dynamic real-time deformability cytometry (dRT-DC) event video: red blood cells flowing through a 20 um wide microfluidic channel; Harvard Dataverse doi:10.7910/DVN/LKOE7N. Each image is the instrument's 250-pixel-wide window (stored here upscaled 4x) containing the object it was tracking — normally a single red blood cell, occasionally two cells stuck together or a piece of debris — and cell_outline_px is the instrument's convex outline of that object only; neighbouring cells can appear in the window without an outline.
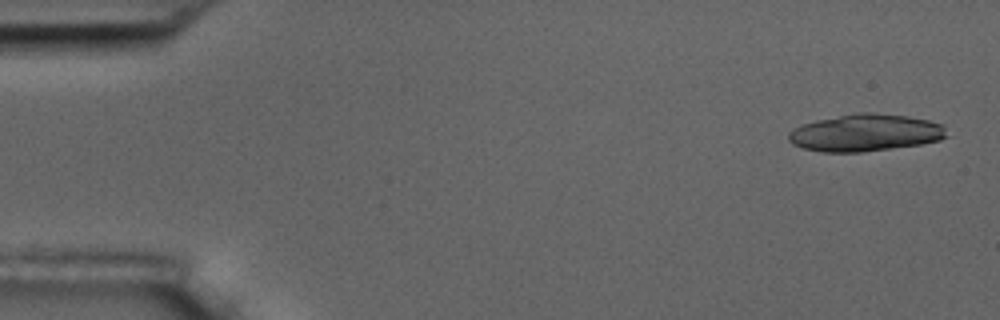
{"species": "common noctule bat (a hibernating species)", "species_latin": "Nyctalus noctula", "temperature_condition": "room temperature", "stored_images_in_passage": 5, "camera_frame_rate_fps": 3000, "um_per_image_px": 0.085, "animal": {"sex": "male", "body_mass_g": 17.5, "forearm_length_mm": 52.3}, "frame": {"image": 1, "passage_image": 1, "time_ms": 0.0, "image_size_px": [1000, 320], "cell_outline_px": [[948, 136], [940, 140], [920, 144], [860, 152], [820, 152], [804, 148], [792, 144], [788, 140], [788, 132], [792, 128], [800, 124], [816, 120], [856, 112], [868, 112], [908, 116], [928, 120], [944, 124]], "centroid_in_image_um": [73.53, 11.27], "position_along_channel_um": 11.5, "area_um2": 34.45}}